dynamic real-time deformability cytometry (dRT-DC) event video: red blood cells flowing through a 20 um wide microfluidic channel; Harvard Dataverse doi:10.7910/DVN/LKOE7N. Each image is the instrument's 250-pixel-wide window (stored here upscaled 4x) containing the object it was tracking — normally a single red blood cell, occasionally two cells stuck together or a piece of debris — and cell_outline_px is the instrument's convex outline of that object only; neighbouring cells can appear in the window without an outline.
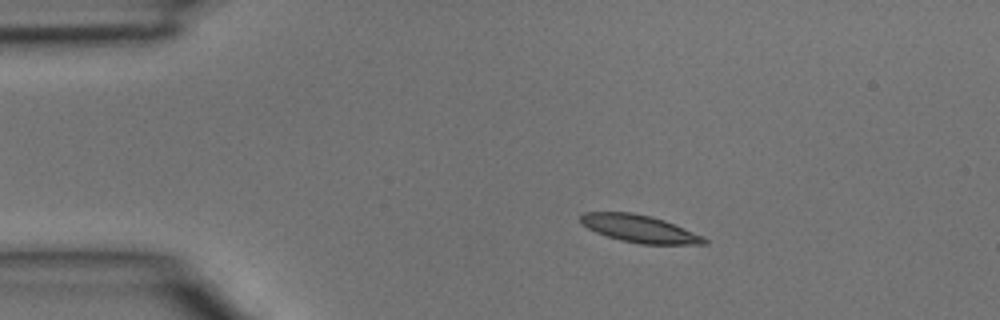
{"species": "common noctule bat (a hibernating species)", "species_latin": "Nyctalus noctula", "temperature_condition": "room temperature", "stored_images_in_passage": 3, "camera_frame_rate_fps": 3000, "um_per_image_px": 0.085, "animal": {"sex": "male", "body_mass_g": 15.6}, "frame": {"image": 1, "passage_image": 2, "time_ms": 0.333, "image_size_px": [1000, 320], "cell_outline_px": [[708, 244], [640, 244], [620, 240], [596, 232], [580, 224], [580, 216], [584, 212], [632, 212], [652, 216], [664, 220], [704, 236], [708, 240]], "centroid_in_image_um": [54.36, 19.44], "position_along_channel_um": 30.6, "area_um2": 19.83}}